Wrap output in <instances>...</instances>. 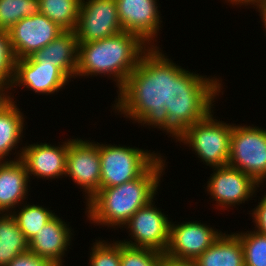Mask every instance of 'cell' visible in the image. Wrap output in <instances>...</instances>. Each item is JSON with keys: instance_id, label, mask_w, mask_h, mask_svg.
Returning a JSON list of instances; mask_svg holds the SVG:
<instances>
[{"instance_id": "17", "label": "cell", "mask_w": 266, "mask_h": 266, "mask_svg": "<svg viewBox=\"0 0 266 266\" xmlns=\"http://www.w3.org/2000/svg\"><path fill=\"white\" fill-rule=\"evenodd\" d=\"M56 215L29 241V250L35 255L47 259L55 266H63L68 248L73 240L72 227Z\"/></svg>"}, {"instance_id": "34", "label": "cell", "mask_w": 266, "mask_h": 266, "mask_svg": "<svg viewBox=\"0 0 266 266\" xmlns=\"http://www.w3.org/2000/svg\"><path fill=\"white\" fill-rule=\"evenodd\" d=\"M255 6V7H254ZM253 8H256V11L258 9L257 12H259V16L262 19L261 22L263 23L262 25H264V29L266 32V5H254ZM266 36V34H265Z\"/></svg>"}, {"instance_id": "32", "label": "cell", "mask_w": 266, "mask_h": 266, "mask_svg": "<svg viewBox=\"0 0 266 266\" xmlns=\"http://www.w3.org/2000/svg\"><path fill=\"white\" fill-rule=\"evenodd\" d=\"M10 90H12L10 84L0 81V112L14 100V95H11L13 93Z\"/></svg>"}, {"instance_id": "21", "label": "cell", "mask_w": 266, "mask_h": 266, "mask_svg": "<svg viewBox=\"0 0 266 266\" xmlns=\"http://www.w3.org/2000/svg\"><path fill=\"white\" fill-rule=\"evenodd\" d=\"M197 266H244V251L235 233L222 234L195 261Z\"/></svg>"}, {"instance_id": "3", "label": "cell", "mask_w": 266, "mask_h": 266, "mask_svg": "<svg viewBox=\"0 0 266 266\" xmlns=\"http://www.w3.org/2000/svg\"><path fill=\"white\" fill-rule=\"evenodd\" d=\"M149 48L139 36L125 31L102 40L79 42L75 78L107 76L119 90Z\"/></svg>"}, {"instance_id": "15", "label": "cell", "mask_w": 266, "mask_h": 266, "mask_svg": "<svg viewBox=\"0 0 266 266\" xmlns=\"http://www.w3.org/2000/svg\"><path fill=\"white\" fill-rule=\"evenodd\" d=\"M69 81L71 80L57 66L40 64L29 56L15 60L11 87L12 91L21 86L32 90L37 95H52L64 89Z\"/></svg>"}, {"instance_id": "23", "label": "cell", "mask_w": 266, "mask_h": 266, "mask_svg": "<svg viewBox=\"0 0 266 266\" xmlns=\"http://www.w3.org/2000/svg\"><path fill=\"white\" fill-rule=\"evenodd\" d=\"M40 13L64 31H75L81 0H39Z\"/></svg>"}, {"instance_id": "2", "label": "cell", "mask_w": 266, "mask_h": 266, "mask_svg": "<svg viewBox=\"0 0 266 266\" xmlns=\"http://www.w3.org/2000/svg\"><path fill=\"white\" fill-rule=\"evenodd\" d=\"M160 156L140 177L121 185L100 189L87 203L85 214L92 224L122 227L141 207L152 201L167 167Z\"/></svg>"}, {"instance_id": "30", "label": "cell", "mask_w": 266, "mask_h": 266, "mask_svg": "<svg viewBox=\"0 0 266 266\" xmlns=\"http://www.w3.org/2000/svg\"><path fill=\"white\" fill-rule=\"evenodd\" d=\"M7 266H55L47 259L35 255L30 250L16 256Z\"/></svg>"}, {"instance_id": "13", "label": "cell", "mask_w": 266, "mask_h": 266, "mask_svg": "<svg viewBox=\"0 0 266 266\" xmlns=\"http://www.w3.org/2000/svg\"><path fill=\"white\" fill-rule=\"evenodd\" d=\"M179 223L171 220L169 243L164 253L175 259L195 261L222 234L221 230L203 224L201 220Z\"/></svg>"}, {"instance_id": "9", "label": "cell", "mask_w": 266, "mask_h": 266, "mask_svg": "<svg viewBox=\"0 0 266 266\" xmlns=\"http://www.w3.org/2000/svg\"><path fill=\"white\" fill-rule=\"evenodd\" d=\"M93 141V142H92ZM80 137L68 139L65 177L83 189L87 203L100 190L99 143Z\"/></svg>"}, {"instance_id": "8", "label": "cell", "mask_w": 266, "mask_h": 266, "mask_svg": "<svg viewBox=\"0 0 266 266\" xmlns=\"http://www.w3.org/2000/svg\"><path fill=\"white\" fill-rule=\"evenodd\" d=\"M156 198L139 208L122 227L130 239L119 240L132 247L149 248L165 253L169 243L170 218L155 205ZM155 205V206H154ZM134 241V242H133Z\"/></svg>"}, {"instance_id": "5", "label": "cell", "mask_w": 266, "mask_h": 266, "mask_svg": "<svg viewBox=\"0 0 266 266\" xmlns=\"http://www.w3.org/2000/svg\"><path fill=\"white\" fill-rule=\"evenodd\" d=\"M213 113L212 110L203 119L189 126L176 140V143L190 147L195 156L210 168L228 165L233 130V123L217 120Z\"/></svg>"}, {"instance_id": "36", "label": "cell", "mask_w": 266, "mask_h": 266, "mask_svg": "<svg viewBox=\"0 0 266 266\" xmlns=\"http://www.w3.org/2000/svg\"><path fill=\"white\" fill-rule=\"evenodd\" d=\"M252 5H266V0H257L251 4Z\"/></svg>"}, {"instance_id": "19", "label": "cell", "mask_w": 266, "mask_h": 266, "mask_svg": "<svg viewBox=\"0 0 266 266\" xmlns=\"http://www.w3.org/2000/svg\"><path fill=\"white\" fill-rule=\"evenodd\" d=\"M79 42L75 31H63L59 36L36 51L31 57L40 64L57 66L70 80L75 79L78 66Z\"/></svg>"}, {"instance_id": "29", "label": "cell", "mask_w": 266, "mask_h": 266, "mask_svg": "<svg viewBox=\"0 0 266 266\" xmlns=\"http://www.w3.org/2000/svg\"><path fill=\"white\" fill-rule=\"evenodd\" d=\"M15 57L8 31L0 30V81L12 84L15 72Z\"/></svg>"}, {"instance_id": "6", "label": "cell", "mask_w": 266, "mask_h": 266, "mask_svg": "<svg viewBox=\"0 0 266 266\" xmlns=\"http://www.w3.org/2000/svg\"><path fill=\"white\" fill-rule=\"evenodd\" d=\"M151 150L120 144H100V189L114 187L140 177L160 156Z\"/></svg>"}, {"instance_id": "31", "label": "cell", "mask_w": 266, "mask_h": 266, "mask_svg": "<svg viewBox=\"0 0 266 266\" xmlns=\"http://www.w3.org/2000/svg\"><path fill=\"white\" fill-rule=\"evenodd\" d=\"M250 213L253 219L252 222L255 224L253 229L266 235V193H264V196L262 194L258 205Z\"/></svg>"}, {"instance_id": "28", "label": "cell", "mask_w": 266, "mask_h": 266, "mask_svg": "<svg viewBox=\"0 0 266 266\" xmlns=\"http://www.w3.org/2000/svg\"><path fill=\"white\" fill-rule=\"evenodd\" d=\"M113 242V243H112ZM89 263L90 266H120V241L107 242L97 239L92 244Z\"/></svg>"}, {"instance_id": "25", "label": "cell", "mask_w": 266, "mask_h": 266, "mask_svg": "<svg viewBox=\"0 0 266 266\" xmlns=\"http://www.w3.org/2000/svg\"><path fill=\"white\" fill-rule=\"evenodd\" d=\"M40 14L39 0H0V30L8 31L24 17Z\"/></svg>"}, {"instance_id": "10", "label": "cell", "mask_w": 266, "mask_h": 266, "mask_svg": "<svg viewBox=\"0 0 266 266\" xmlns=\"http://www.w3.org/2000/svg\"><path fill=\"white\" fill-rule=\"evenodd\" d=\"M213 173L207 181L206 191L212 201L215 202V208L227 210L230 207L240 206V204L252 200L261 185H259L251 176L245 174L230 165L213 167ZM254 195V196H253Z\"/></svg>"}, {"instance_id": "18", "label": "cell", "mask_w": 266, "mask_h": 266, "mask_svg": "<svg viewBox=\"0 0 266 266\" xmlns=\"http://www.w3.org/2000/svg\"><path fill=\"white\" fill-rule=\"evenodd\" d=\"M28 184L31 183L21 159L0 162V213H12L28 200Z\"/></svg>"}, {"instance_id": "4", "label": "cell", "mask_w": 266, "mask_h": 266, "mask_svg": "<svg viewBox=\"0 0 266 266\" xmlns=\"http://www.w3.org/2000/svg\"><path fill=\"white\" fill-rule=\"evenodd\" d=\"M222 85V80L215 75L202 76L187 69H182L171 80L170 102L165 106L171 139L177 140L189 126L214 110V99L224 92Z\"/></svg>"}, {"instance_id": "11", "label": "cell", "mask_w": 266, "mask_h": 266, "mask_svg": "<svg viewBox=\"0 0 266 266\" xmlns=\"http://www.w3.org/2000/svg\"><path fill=\"white\" fill-rule=\"evenodd\" d=\"M116 0H81L75 34L78 42H91L122 32Z\"/></svg>"}, {"instance_id": "33", "label": "cell", "mask_w": 266, "mask_h": 266, "mask_svg": "<svg viewBox=\"0 0 266 266\" xmlns=\"http://www.w3.org/2000/svg\"><path fill=\"white\" fill-rule=\"evenodd\" d=\"M159 266H197L193 260L175 259L163 254Z\"/></svg>"}, {"instance_id": "24", "label": "cell", "mask_w": 266, "mask_h": 266, "mask_svg": "<svg viewBox=\"0 0 266 266\" xmlns=\"http://www.w3.org/2000/svg\"><path fill=\"white\" fill-rule=\"evenodd\" d=\"M25 202L26 204L19 205V210H15L11 214L29 242L56 214L44 205H31L30 203L27 204V201Z\"/></svg>"}, {"instance_id": "14", "label": "cell", "mask_w": 266, "mask_h": 266, "mask_svg": "<svg viewBox=\"0 0 266 266\" xmlns=\"http://www.w3.org/2000/svg\"><path fill=\"white\" fill-rule=\"evenodd\" d=\"M116 4L123 31L136 34L150 47H157L154 41L163 23L157 0H116Z\"/></svg>"}, {"instance_id": "27", "label": "cell", "mask_w": 266, "mask_h": 266, "mask_svg": "<svg viewBox=\"0 0 266 266\" xmlns=\"http://www.w3.org/2000/svg\"><path fill=\"white\" fill-rule=\"evenodd\" d=\"M164 253L120 242V266H159Z\"/></svg>"}, {"instance_id": "16", "label": "cell", "mask_w": 266, "mask_h": 266, "mask_svg": "<svg viewBox=\"0 0 266 266\" xmlns=\"http://www.w3.org/2000/svg\"><path fill=\"white\" fill-rule=\"evenodd\" d=\"M61 143L58 146L46 142L25 144L20 159L26 166L29 180L32 175L46 180L65 178L68 140Z\"/></svg>"}, {"instance_id": "1", "label": "cell", "mask_w": 266, "mask_h": 266, "mask_svg": "<svg viewBox=\"0 0 266 266\" xmlns=\"http://www.w3.org/2000/svg\"><path fill=\"white\" fill-rule=\"evenodd\" d=\"M183 69L168 58L159 46L150 47L141 57L123 86L116 91L112 109L143 127L169 134L171 80ZM145 125V126H144Z\"/></svg>"}, {"instance_id": "26", "label": "cell", "mask_w": 266, "mask_h": 266, "mask_svg": "<svg viewBox=\"0 0 266 266\" xmlns=\"http://www.w3.org/2000/svg\"><path fill=\"white\" fill-rule=\"evenodd\" d=\"M235 234L243 246L244 266H266V235L255 229Z\"/></svg>"}, {"instance_id": "12", "label": "cell", "mask_w": 266, "mask_h": 266, "mask_svg": "<svg viewBox=\"0 0 266 266\" xmlns=\"http://www.w3.org/2000/svg\"><path fill=\"white\" fill-rule=\"evenodd\" d=\"M64 30L43 14L24 17L9 30L15 59L32 56L55 40Z\"/></svg>"}, {"instance_id": "20", "label": "cell", "mask_w": 266, "mask_h": 266, "mask_svg": "<svg viewBox=\"0 0 266 266\" xmlns=\"http://www.w3.org/2000/svg\"><path fill=\"white\" fill-rule=\"evenodd\" d=\"M25 118L14 100L0 112V162L11 161L9 154L11 155L13 150L18 148L20 150L18 149L17 152L15 150L13 153L14 155L16 153L14 160L21 158L23 146L18 147V143H22V138H24Z\"/></svg>"}, {"instance_id": "35", "label": "cell", "mask_w": 266, "mask_h": 266, "mask_svg": "<svg viewBox=\"0 0 266 266\" xmlns=\"http://www.w3.org/2000/svg\"><path fill=\"white\" fill-rule=\"evenodd\" d=\"M257 0H225V2L230 3V5H237L239 7L241 6H250L253 2H255Z\"/></svg>"}, {"instance_id": "7", "label": "cell", "mask_w": 266, "mask_h": 266, "mask_svg": "<svg viewBox=\"0 0 266 266\" xmlns=\"http://www.w3.org/2000/svg\"><path fill=\"white\" fill-rule=\"evenodd\" d=\"M228 165L251 176L263 188L266 181V129L253 124H233Z\"/></svg>"}, {"instance_id": "22", "label": "cell", "mask_w": 266, "mask_h": 266, "mask_svg": "<svg viewBox=\"0 0 266 266\" xmlns=\"http://www.w3.org/2000/svg\"><path fill=\"white\" fill-rule=\"evenodd\" d=\"M29 250V242L11 213H0V266Z\"/></svg>"}]
</instances>
